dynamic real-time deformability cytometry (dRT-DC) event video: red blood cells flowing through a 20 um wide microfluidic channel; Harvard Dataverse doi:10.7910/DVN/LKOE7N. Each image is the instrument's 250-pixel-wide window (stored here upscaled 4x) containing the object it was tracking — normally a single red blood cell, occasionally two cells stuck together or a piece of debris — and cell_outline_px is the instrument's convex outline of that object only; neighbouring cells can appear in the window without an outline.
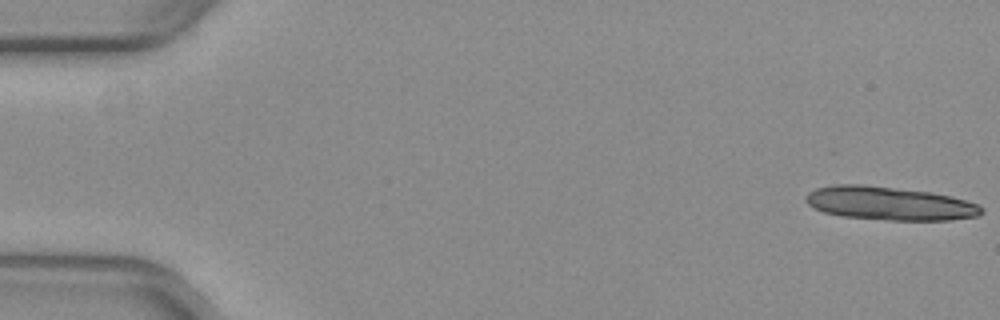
{"species": "common noctule bat (a hibernating species)", "species_latin": "Nyctalus noctula", "temperature_condition": "warm", "stored_images_in_passage": 14, "camera_frame_rate_fps": 3000, "um_per_image_px": 0.085, "animal": {"sex": "female", "body_mass_g": 29.2, "forearm_length_mm": 56.3}, "frame": {"image": 1, "passage_image": 1, "time_ms": 0.0, "image_size_px": [1000, 320], "cell_outline_px": [[984, 212], [980, 216], [948, 220], [888, 220], [844, 216], [824, 212], [808, 204], [804, 200], [804, 196], [808, 192], [816, 188], [832, 184], [864, 184], [928, 192], [952, 196], [976, 204], [984, 208]], "centroid_in_image_um": [75.59, 17.28], "position_along_channel_um": 9.4, "area_um2": 34.28}}